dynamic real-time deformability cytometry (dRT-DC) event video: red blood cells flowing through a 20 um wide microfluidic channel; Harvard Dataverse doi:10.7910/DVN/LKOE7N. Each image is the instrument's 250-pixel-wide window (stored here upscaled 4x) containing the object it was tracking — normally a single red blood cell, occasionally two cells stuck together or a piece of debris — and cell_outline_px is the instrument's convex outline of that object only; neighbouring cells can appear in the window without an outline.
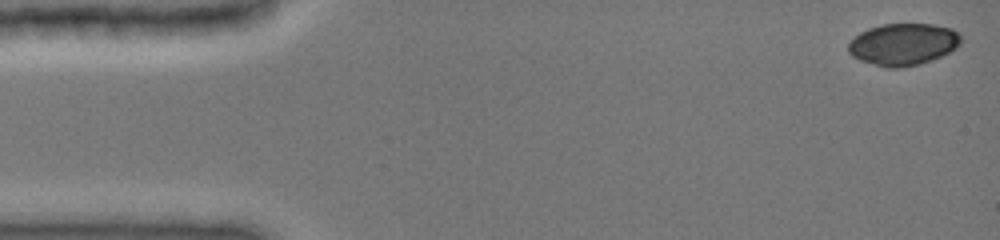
{"species": "common noctule bat (a hibernating species)", "species_latin": "Nyctalus noctula", "temperature_condition": "cold", "stored_images_in_passage": 22, "camera_frame_rate_fps": 3000, "um_per_image_px": 0.085, "animal": {"sex": "female", "body_mass_g": 19.0, "forearm_length_mm": 51.5}, "frame": {"image": 1, "passage_image": 1, "time_ms": 0.0, "image_size_px": [1000, 240], "cell_outline_px": [[960, 44], [956, 48], [940, 56], [916, 64], [900, 68], [888, 68], [860, 60], [852, 56], [848, 52], [848, 44], [860, 32], [868, 28], [880, 24], [936, 24], [952, 28], [960, 36]], "centroid_in_image_um": [76.75, 3.75], "position_along_channel_um": 8.3, "area_um2": 27.28}}
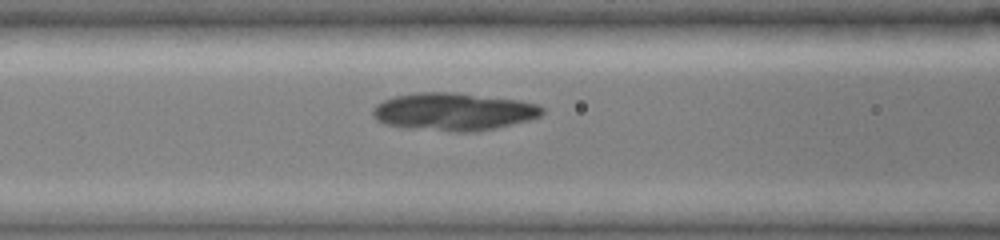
{"frame": {"image": 2, "passage_image": 16, "time_ms": 6.0, "image_size_px": [1000, 240], "cell_outline_px": [[544, 112], [540, 116], [528, 120], [496, 128], [476, 132], [456, 132], [400, 128], [384, 124], [376, 120], [372, 116], [372, 108], [376, 104], [384, 100], [396, 96], [416, 92], [452, 92], [520, 100], [536, 104], [544, 108]], "centroid_in_image_um": [38.51, 9.51], "position_along_channel_um": 128.1, "area_um2": 37.63}}
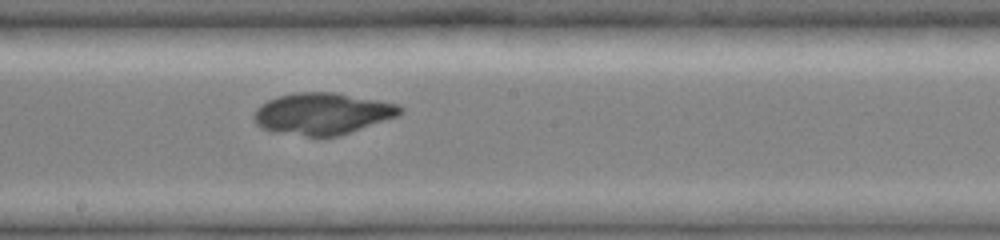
{"frame": {"image": 3, "passage_image": 22, "time_ms": 8.333, "image_size_px": [1000, 240], "cell_outline_px": [[404, 112], [396, 116], [340, 136], [304, 136], [272, 132], [260, 128], [252, 120], [252, 112], [260, 104], [276, 96], [296, 92], [336, 92], [400, 104], [404, 108]], "centroid_in_image_um": [27.36, 9.65], "position_along_channel_um": 220.8, "area_um2": 36.01}}